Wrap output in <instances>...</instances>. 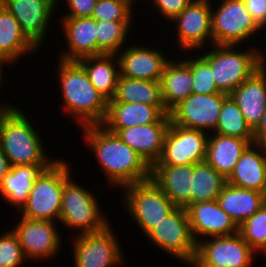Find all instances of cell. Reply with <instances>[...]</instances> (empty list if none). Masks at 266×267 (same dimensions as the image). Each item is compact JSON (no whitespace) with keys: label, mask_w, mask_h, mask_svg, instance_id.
<instances>
[{"label":"cell","mask_w":266,"mask_h":267,"mask_svg":"<svg viewBox=\"0 0 266 267\" xmlns=\"http://www.w3.org/2000/svg\"><path fill=\"white\" fill-rule=\"evenodd\" d=\"M160 82L162 100L168 111L192 94L191 68L183 59L170 60Z\"/></svg>","instance_id":"obj_30"},{"label":"cell","mask_w":266,"mask_h":267,"mask_svg":"<svg viewBox=\"0 0 266 267\" xmlns=\"http://www.w3.org/2000/svg\"><path fill=\"white\" fill-rule=\"evenodd\" d=\"M250 144L246 139L210 133L205 161L227 179Z\"/></svg>","instance_id":"obj_25"},{"label":"cell","mask_w":266,"mask_h":267,"mask_svg":"<svg viewBox=\"0 0 266 267\" xmlns=\"http://www.w3.org/2000/svg\"><path fill=\"white\" fill-rule=\"evenodd\" d=\"M8 64H9V65H12L6 58L0 56V88L2 87V86H1V84H2L1 82H2V79H3V78H2V75H3V74H2V71H4V70H3V69H4L3 66H4V65H8Z\"/></svg>","instance_id":"obj_45"},{"label":"cell","mask_w":266,"mask_h":267,"mask_svg":"<svg viewBox=\"0 0 266 267\" xmlns=\"http://www.w3.org/2000/svg\"><path fill=\"white\" fill-rule=\"evenodd\" d=\"M211 1L213 44L240 45L263 29L247 11L244 0H221L218 8ZM214 8H213V7ZM254 35V36H253Z\"/></svg>","instance_id":"obj_8"},{"label":"cell","mask_w":266,"mask_h":267,"mask_svg":"<svg viewBox=\"0 0 266 267\" xmlns=\"http://www.w3.org/2000/svg\"><path fill=\"white\" fill-rule=\"evenodd\" d=\"M183 59L191 68L192 93L194 94H216L221 93L214 81L210 63L201 55ZM190 58V59H189Z\"/></svg>","instance_id":"obj_36"},{"label":"cell","mask_w":266,"mask_h":267,"mask_svg":"<svg viewBox=\"0 0 266 267\" xmlns=\"http://www.w3.org/2000/svg\"><path fill=\"white\" fill-rule=\"evenodd\" d=\"M58 63V85L64 111L74 118L78 127L102 124L107 115L108 100L93 86L77 61L60 59Z\"/></svg>","instance_id":"obj_2"},{"label":"cell","mask_w":266,"mask_h":267,"mask_svg":"<svg viewBox=\"0 0 266 267\" xmlns=\"http://www.w3.org/2000/svg\"><path fill=\"white\" fill-rule=\"evenodd\" d=\"M26 261L13 230L10 229L0 235V267H22Z\"/></svg>","instance_id":"obj_38"},{"label":"cell","mask_w":266,"mask_h":267,"mask_svg":"<svg viewBox=\"0 0 266 267\" xmlns=\"http://www.w3.org/2000/svg\"><path fill=\"white\" fill-rule=\"evenodd\" d=\"M211 0H193L171 22L175 25L177 44L181 51L191 53L213 45ZM177 29V30H176ZM209 40V41H208ZM193 49V50H192Z\"/></svg>","instance_id":"obj_13"},{"label":"cell","mask_w":266,"mask_h":267,"mask_svg":"<svg viewBox=\"0 0 266 267\" xmlns=\"http://www.w3.org/2000/svg\"><path fill=\"white\" fill-rule=\"evenodd\" d=\"M144 237L157 249L183 263L191 265L194 262L197 243L185 208L177 207Z\"/></svg>","instance_id":"obj_9"},{"label":"cell","mask_w":266,"mask_h":267,"mask_svg":"<svg viewBox=\"0 0 266 267\" xmlns=\"http://www.w3.org/2000/svg\"><path fill=\"white\" fill-rule=\"evenodd\" d=\"M212 47L201 54L210 63L218 90L227 95L266 63L261 49L252 45L243 51L238 45L213 44Z\"/></svg>","instance_id":"obj_4"},{"label":"cell","mask_w":266,"mask_h":267,"mask_svg":"<svg viewBox=\"0 0 266 267\" xmlns=\"http://www.w3.org/2000/svg\"><path fill=\"white\" fill-rule=\"evenodd\" d=\"M80 129L108 184L110 182V185L121 190L127 185L151 179V167L117 134L101 124L82 126Z\"/></svg>","instance_id":"obj_1"},{"label":"cell","mask_w":266,"mask_h":267,"mask_svg":"<svg viewBox=\"0 0 266 267\" xmlns=\"http://www.w3.org/2000/svg\"><path fill=\"white\" fill-rule=\"evenodd\" d=\"M18 222L12 230L18 237L26 260L39 261L55 258L63 241L56 222L24 217H21Z\"/></svg>","instance_id":"obj_15"},{"label":"cell","mask_w":266,"mask_h":267,"mask_svg":"<svg viewBox=\"0 0 266 267\" xmlns=\"http://www.w3.org/2000/svg\"><path fill=\"white\" fill-rule=\"evenodd\" d=\"M170 123H152L120 129L116 134L152 167L161 157Z\"/></svg>","instance_id":"obj_22"},{"label":"cell","mask_w":266,"mask_h":267,"mask_svg":"<svg viewBox=\"0 0 266 267\" xmlns=\"http://www.w3.org/2000/svg\"><path fill=\"white\" fill-rule=\"evenodd\" d=\"M111 224L103 230L73 237L74 267H119L125 258Z\"/></svg>","instance_id":"obj_10"},{"label":"cell","mask_w":266,"mask_h":267,"mask_svg":"<svg viewBox=\"0 0 266 267\" xmlns=\"http://www.w3.org/2000/svg\"><path fill=\"white\" fill-rule=\"evenodd\" d=\"M192 176L193 164L151 167V180L177 207L191 205Z\"/></svg>","instance_id":"obj_23"},{"label":"cell","mask_w":266,"mask_h":267,"mask_svg":"<svg viewBox=\"0 0 266 267\" xmlns=\"http://www.w3.org/2000/svg\"><path fill=\"white\" fill-rule=\"evenodd\" d=\"M133 21H99L97 25V56L117 54L127 43Z\"/></svg>","instance_id":"obj_34"},{"label":"cell","mask_w":266,"mask_h":267,"mask_svg":"<svg viewBox=\"0 0 266 267\" xmlns=\"http://www.w3.org/2000/svg\"><path fill=\"white\" fill-rule=\"evenodd\" d=\"M133 7L129 0H97L91 17L99 21H133Z\"/></svg>","instance_id":"obj_37"},{"label":"cell","mask_w":266,"mask_h":267,"mask_svg":"<svg viewBox=\"0 0 266 267\" xmlns=\"http://www.w3.org/2000/svg\"><path fill=\"white\" fill-rule=\"evenodd\" d=\"M226 182L240 188L260 191L266 189V156L254 144L242 153Z\"/></svg>","instance_id":"obj_24"},{"label":"cell","mask_w":266,"mask_h":267,"mask_svg":"<svg viewBox=\"0 0 266 267\" xmlns=\"http://www.w3.org/2000/svg\"><path fill=\"white\" fill-rule=\"evenodd\" d=\"M238 233L255 252L266 248V204L238 227Z\"/></svg>","instance_id":"obj_35"},{"label":"cell","mask_w":266,"mask_h":267,"mask_svg":"<svg viewBox=\"0 0 266 267\" xmlns=\"http://www.w3.org/2000/svg\"><path fill=\"white\" fill-rule=\"evenodd\" d=\"M266 133V110L263 114L262 118L260 119L259 123L253 129V137L254 141L261 135Z\"/></svg>","instance_id":"obj_43"},{"label":"cell","mask_w":266,"mask_h":267,"mask_svg":"<svg viewBox=\"0 0 266 267\" xmlns=\"http://www.w3.org/2000/svg\"><path fill=\"white\" fill-rule=\"evenodd\" d=\"M215 134L238 137L254 143L253 130L247 124L237 103L228 96L222 104Z\"/></svg>","instance_id":"obj_33"},{"label":"cell","mask_w":266,"mask_h":267,"mask_svg":"<svg viewBox=\"0 0 266 267\" xmlns=\"http://www.w3.org/2000/svg\"><path fill=\"white\" fill-rule=\"evenodd\" d=\"M216 200L239 227L264 205V193L236 187L226 182Z\"/></svg>","instance_id":"obj_26"},{"label":"cell","mask_w":266,"mask_h":267,"mask_svg":"<svg viewBox=\"0 0 266 267\" xmlns=\"http://www.w3.org/2000/svg\"><path fill=\"white\" fill-rule=\"evenodd\" d=\"M254 144L261 150L266 156V133L261 134L255 141Z\"/></svg>","instance_id":"obj_44"},{"label":"cell","mask_w":266,"mask_h":267,"mask_svg":"<svg viewBox=\"0 0 266 267\" xmlns=\"http://www.w3.org/2000/svg\"><path fill=\"white\" fill-rule=\"evenodd\" d=\"M143 45H130L117 54L120 76L129 79L161 81L162 74L171 60L162 51Z\"/></svg>","instance_id":"obj_17"},{"label":"cell","mask_w":266,"mask_h":267,"mask_svg":"<svg viewBox=\"0 0 266 267\" xmlns=\"http://www.w3.org/2000/svg\"><path fill=\"white\" fill-rule=\"evenodd\" d=\"M51 165L11 166L0 185V194L9 205H14L19 211L26 203L34 181L40 173Z\"/></svg>","instance_id":"obj_29"},{"label":"cell","mask_w":266,"mask_h":267,"mask_svg":"<svg viewBox=\"0 0 266 267\" xmlns=\"http://www.w3.org/2000/svg\"><path fill=\"white\" fill-rule=\"evenodd\" d=\"M264 204H266V189L264 191Z\"/></svg>","instance_id":"obj_46"},{"label":"cell","mask_w":266,"mask_h":267,"mask_svg":"<svg viewBox=\"0 0 266 267\" xmlns=\"http://www.w3.org/2000/svg\"><path fill=\"white\" fill-rule=\"evenodd\" d=\"M152 123H170L169 114L143 103L108 102L107 115L101 125L116 134L120 129Z\"/></svg>","instance_id":"obj_20"},{"label":"cell","mask_w":266,"mask_h":267,"mask_svg":"<svg viewBox=\"0 0 266 267\" xmlns=\"http://www.w3.org/2000/svg\"><path fill=\"white\" fill-rule=\"evenodd\" d=\"M261 254L266 256V248L261 252Z\"/></svg>","instance_id":"obj_47"},{"label":"cell","mask_w":266,"mask_h":267,"mask_svg":"<svg viewBox=\"0 0 266 267\" xmlns=\"http://www.w3.org/2000/svg\"><path fill=\"white\" fill-rule=\"evenodd\" d=\"M247 11L256 23L263 29L266 28V0H244Z\"/></svg>","instance_id":"obj_41"},{"label":"cell","mask_w":266,"mask_h":267,"mask_svg":"<svg viewBox=\"0 0 266 267\" xmlns=\"http://www.w3.org/2000/svg\"><path fill=\"white\" fill-rule=\"evenodd\" d=\"M209 133L169 124L161 157L154 165L179 166L205 161Z\"/></svg>","instance_id":"obj_12"},{"label":"cell","mask_w":266,"mask_h":267,"mask_svg":"<svg viewBox=\"0 0 266 267\" xmlns=\"http://www.w3.org/2000/svg\"><path fill=\"white\" fill-rule=\"evenodd\" d=\"M9 102L0 104V144L10 166L52 165L32 120Z\"/></svg>","instance_id":"obj_3"},{"label":"cell","mask_w":266,"mask_h":267,"mask_svg":"<svg viewBox=\"0 0 266 267\" xmlns=\"http://www.w3.org/2000/svg\"><path fill=\"white\" fill-rule=\"evenodd\" d=\"M86 71L93 86L108 100L116 93L120 76L119 62L116 54H103L85 57L77 61Z\"/></svg>","instance_id":"obj_28"},{"label":"cell","mask_w":266,"mask_h":267,"mask_svg":"<svg viewBox=\"0 0 266 267\" xmlns=\"http://www.w3.org/2000/svg\"><path fill=\"white\" fill-rule=\"evenodd\" d=\"M67 1V2H66ZM57 2H62L57 0ZM68 12L63 14L62 17L80 18L91 17L97 0H65Z\"/></svg>","instance_id":"obj_40"},{"label":"cell","mask_w":266,"mask_h":267,"mask_svg":"<svg viewBox=\"0 0 266 267\" xmlns=\"http://www.w3.org/2000/svg\"><path fill=\"white\" fill-rule=\"evenodd\" d=\"M123 209L146 236L153 227L172 213L177 206L149 179L123 187Z\"/></svg>","instance_id":"obj_7"},{"label":"cell","mask_w":266,"mask_h":267,"mask_svg":"<svg viewBox=\"0 0 266 267\" xmlns=\"http://www.w3.org/2000/svg\"><path fill=\"white\" fill-rule=\"evenodd\" d=\"M108 102L143 103L156 106L163 114H169L162 100L160 81L119 76L115 96Z\"/></svg>","instance_id":"obj_31"},{"label":"cell","mask_w":266,"mask_h":267,"mask_svg":"<svg viewBox=\"0 0 266 267\" xmlns=\"http://www.w3.org/2000/svg\"><path fill=\"white\" fill-rule=\"evenodd\" d=\"M226 179L206 161L193 164L191 204L216 200Z\"/></svg>","instance_id":"obj_32"},{"label":"cell","mask_w":266,"mask_h":267,"mask_svg":"<svg viewBox=\"0 0 266 267\" xmlns=\"http://www.w3.org/2000/svg\"><path fill=\"white\" fill-rule=\"evenodd\" d=\"M229 96L237 103L247 124L253 130L266 110V63Z\"/></svg>","instance_id":"obj_21"},{"label":"cell","mask_w":266,"mask_h":267,"mask_svg":"<svg viewBox=\"0 0 266 267\" xmlns=\"http://www.w3.org/2000/svg\"><path fill=\"white\" fill-rule=\"evenodd\" d=\"M0 4L16 18L27 38L37 48L42 46L59 7L57 0H0Z\"/></svg>","instance_id":"obj_16"},{"label":"cell","mask_w":266,"mask_h":267,"mask_svg":"<svg viewBox=\"0 0 266 267\" xmlns=\"http://www.w3.org/2000/svg\"><path fill=\"white\" fill-rule=\"evenodd\" d=\"M73 180L70 176L64 182L59 222L76 230L75 235L103 230L110 221L101 212L97 197Z\"/></svg>","instance_id":"obj_6"},{"label":"cell","mask_w":266,"mask_h":267,"mask_svg":"<svg viewBox=\"0 0 266 267\" xmlns=\"http://www.w3.org/2000/svg\"><path fill=\"white\" fill-rule=\"evenodd\" d=\"M197 243L191 267H251L255 251L239 233L215 236Z\"/></svg>","instance_id":"obj_11"},{"label":"cell","mask_w":266,"mask_h":267,"mask_svg":"<svg viewBox=\"0 0 266 267\" xmlns=\"http://www.w3.org/2000/svg\"><path fill=\"white\" fill-rule=\"evenodd\" d=\"M68 160L57 159L34 181L26 203L18 211L27 219L58 222L64 182L71 176Z\"/></svg>","instance_id":"obj_5"},{"label":"cell","mask_w":266,"mask_h":267,"mask_svg":"<svg viewBox=\"0 0 266 267\" xmlns=\"http://www.w3.org/2000/svg\"><path fill=\"white\" fill-rule=\"evenodd\" d=\"M129 1L135 6L136 0H129Z\"/></svg>","instance_id":"obj_48"},{"label":"cell","mask_w":266,"mask_h":267,"mask_svg":"<svg viewBox=\"0 0 266 267\" xmlns=\"http://www.w3.org/2000/svg\"><path fill=\"white\" fill-rule=\"evenodd\" d=\"M36 50L38 48L22 32L16 18L0 4V56L14 65Z\"/></svg>","instance_id":"obj_27"},{"label":"cell","mask_w":266,"mask_h":267,"mask_svg":"<svg viewBox=\"0 0 266 267\" xmlns=\"http://www.w3.org/2000/svg\"><path fill=\"white\" fill-rule=\"evenodd\" d=\"M229 95L190 94L169 111L170 122L178 126L213 133L223 101Z\"/></svg>","instance_id":"obj_14"},{"label":"cell","mask_w":266,"mask_h":267,"mask_svg":"<svg viewBox=\"0 0 266 267\" xmlns=\"http://www.w3.org/2000/svg\"><path fill=\"white\" fill-rule=\"evenodd\" d=\"M185 209L196 243L203 238L229 236L238 233V226L219 206L217 200L197 202Z\"/></svg>","instance_id":"obj_18"},{"label":"cell","mask_w":266,"mask_h":267,"mask_svg":"<svg viewBox=\"0 0 266 267\" xmlns=\"http://www.w3.org/2000/svg\"><path fill=\"white\" fill-rule=\"evenodd\" d=\"M67 42V50L59 54L61 60L78 61L97 56V25L92 17H62L59 24Z\"/></svg>","instance_id":"obj_19"},{"label":"cell","mask_w":266,"mask_h":267,"mask_svg":"<svg viewBox=\"0 0 266 267\" xmlns=\"http://www.w3.org/2000/svg\"><path fill=\"white\" fill-rule=\"evenodd\" d=\"M10 167H11L10 163L6 155L4 154L1 144H0V185L2 184L4 177L10 171Z\"/></svg>","instance_id":"obj_42"},{"label":"cell","mask_w":266,"mask_h":267,"mask_svg":"<svg viewBox=\"0 0 266 267\" xmlns=\"http://www.w3.org/2000/svg\"><path fill=\"white\" fill-rule=\"evenodd\" d=\"M193 0H151L149 1L157 9V13L165 20L172 21L177 17Z\"/></svg>","instance_id":"obj_39"}]
</instances>
